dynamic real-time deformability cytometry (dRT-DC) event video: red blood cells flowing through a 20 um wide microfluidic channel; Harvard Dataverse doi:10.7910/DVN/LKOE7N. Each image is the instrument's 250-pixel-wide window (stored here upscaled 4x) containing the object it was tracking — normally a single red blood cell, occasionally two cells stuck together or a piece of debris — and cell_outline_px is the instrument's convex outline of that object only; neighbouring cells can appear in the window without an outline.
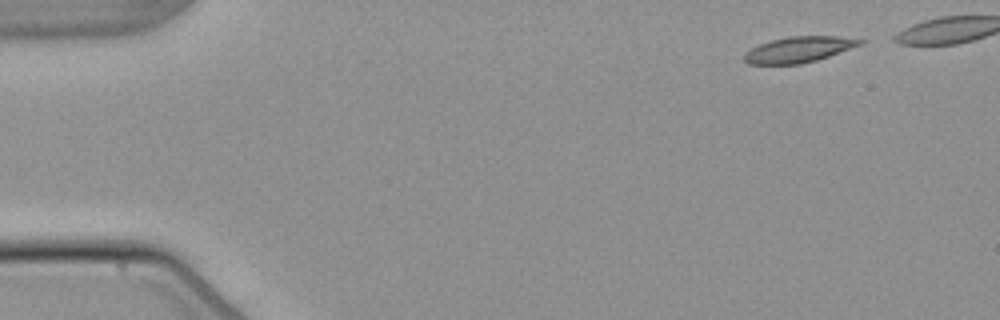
{"species": "common noctule bat (a hibernating species)", "species_latin": "Nyctalus noctula", "temperature_condition": "warm", "stored_images_in_passage": 42, "camera_frame_rate_fps": 3000, "um_per_image_px": 0.085, "animal": {"sex": "male", "body_mass_g": 21.5, "forearm_length_mm": 52.0}, "frame": {"image": 1, "passage_image": 1, "time_ms": 0.0, "image_size_px": [1000, 320], "cell_outline_px": [[868, 40], [864, 44], [816, 60], [800, 64], [748, 64], [744, 60], [744, 52], [760, 44], [772, 40], [788, 36], [840, 36]], "centroid_in_image_um": [67.94, 4.2], "position_along_channel_um": 17.1, "area_um2": 17.46}}
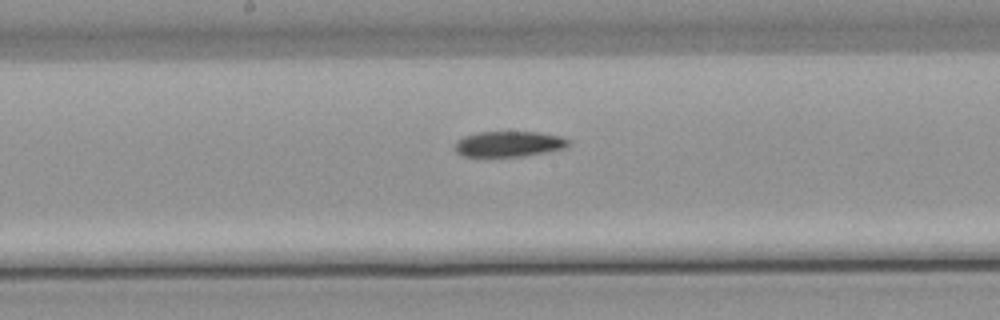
{"frame": {"image": 2, "passage_image": 24, "time_ms": 7.667, "image_size_px": [1000, 320], "cell_outline_px": [[572, 144], [568, 148], [524, 156], [460, 156], [452, 148], [456, 140], [464, 136], [476, 132], [540, 132], [560, 136], [572, 140]], "centroid_in_image_um": [43.27, 12.23], "position_along_channel_um": 204.9, "area_um2": 17.34}}
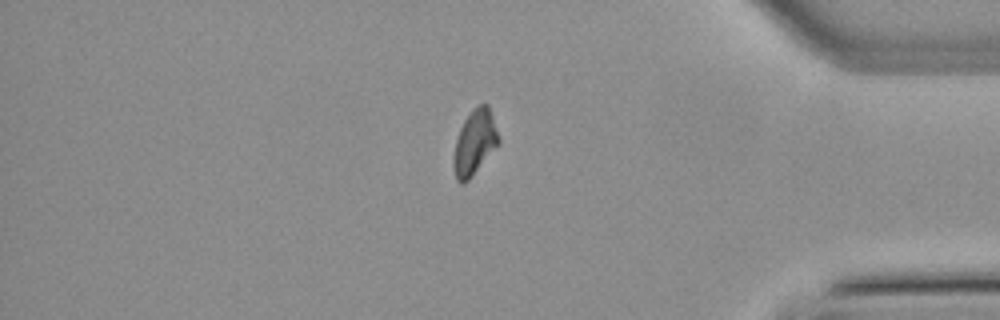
{"frame": {"image": 3, "passage_image": 41, "time_ms": 13.333, "image_size_px": [1000, 320], "cell_outline_px": [[500, 140], [472, 176], [464, 184], [460, 184], [456, 180], [452, 164], [452, 160], [456, 140], [460, 128], [464, 120], [472, 108], [480, 104], [488, 104]], "centroid_in_image_um": [40.3, 12.12], "position_along_channel_um": 394.9, "area_um2": 16.82}}